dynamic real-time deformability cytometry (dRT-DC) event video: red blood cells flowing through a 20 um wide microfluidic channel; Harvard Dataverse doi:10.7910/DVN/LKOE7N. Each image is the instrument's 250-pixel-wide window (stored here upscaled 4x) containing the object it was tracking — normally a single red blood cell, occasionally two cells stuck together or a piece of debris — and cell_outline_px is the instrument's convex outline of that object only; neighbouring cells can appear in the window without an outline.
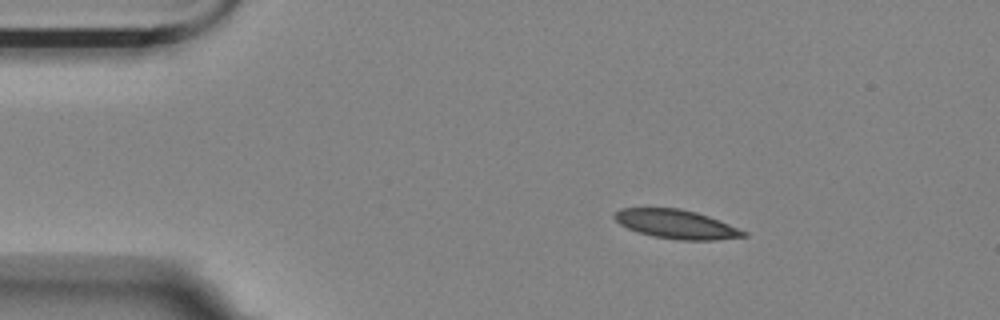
{"species": "Egyptian fruit bat (a non-hibernating species)", "species_latin": "Rousettus aegyptiacus", "temperature_condition": "room temperature", "stored_images_in_passage": 4, "camera_frame_rate_fps": 3000, "um_per_image_px": 0.085, "animal": {"sex": "female"}, "frame": {"image": 1, "passage_image": 1, "time_ms": 0.0, "image_size_px": [1000, 320], "cell_outline_px": [[748, 236], [716, 240], [680, 240], [656, 236], [640, 232], [628, 228], [620, 224], [612, 216], [620, 208], [680, 208], [696, 212], [708, 216], [748, 232]], "centroid_in_image_um": [57.5, 19.05], "position_along_channel_um": 27.5, "area_um2": 21.5}}
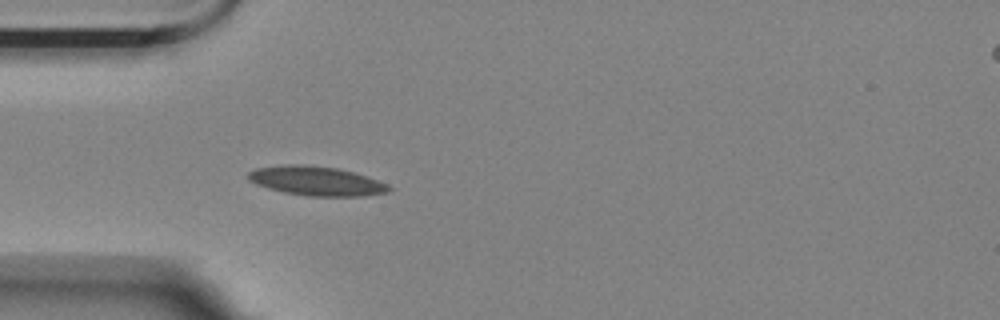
{"frame": {"image": 2, "passage_image": 3, "time_ms": 0.667, "image_size_px": [1000, 320], "cell_outline_px": [[392, 188], [388, 192], [364, 196], [308, 196], [284, 192], [268, 188], [256, 184], [248, 180], [244, 176], [248, 172], [256, 168], [284, 164], [300, 164], [336, 168], [352, 172], [388, 184]], "centroid_in_image_um": [26.83, 15.38], "position_along_channel_um": 58.2, "area_um2": 23.93}}